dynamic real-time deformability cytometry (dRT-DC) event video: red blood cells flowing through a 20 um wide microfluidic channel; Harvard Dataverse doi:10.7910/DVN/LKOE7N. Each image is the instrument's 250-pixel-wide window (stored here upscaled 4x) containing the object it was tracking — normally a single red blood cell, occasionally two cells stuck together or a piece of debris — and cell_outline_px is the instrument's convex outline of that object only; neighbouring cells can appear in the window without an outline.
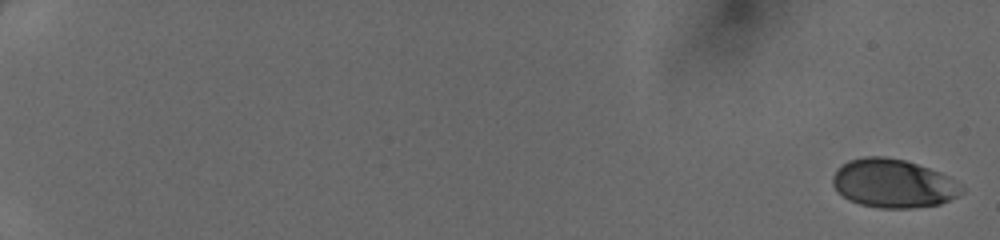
{"species": "human", "species_latin": "Homo sapiens", "temperature_condition": "cold", "stored_images_in_passage": 50, "camera_frame_rate_fps": 3000, "um_per_image_px": 0.085, "donor": {"sex": "female"}, "frame": {"image": 1, "passage_image": 1, "time_ms": 0.0, "image_size_px": [1000, 240], "cell_outline_px": [[964, 192], [940, 204], [912, 208], [880, 208], [860, 204], [848, 200], [832, 184], [832, 176], [836, 168], [840, 164], [848, 160], [864, 156], [884, 156], [904, 160], [940, 172], [948, 176], [960, 184], [964, 188]], "centroid_in_image_um": [75.9, 15.58], "position_along_channel_um": 9.1, "area_um2": 36.59}}
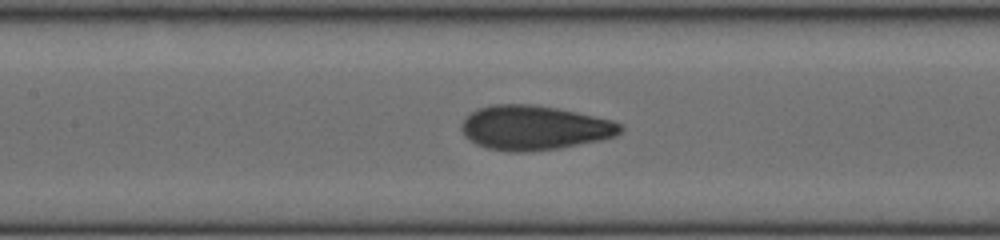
{"frame": {"image": 2, "passage_image": 27, "time_ms": 8.667, "image_size_px": [1000, 240], "cell_outline_px": [[624, 128], [616, 136], [600, 140], [560, 148], [524, 152], [508, 152], [488, 148], [476, 144], [464, 136], [460, 128], [460, 124], [476, 108], [492, 104], [532, 104], [556, 108], [576, 112], [612, 120], [620, 124]], "centroid_in_image_um": [45.39, 10.86], "position_along_channel_um": 162.0, "area_um2": 41.21}}
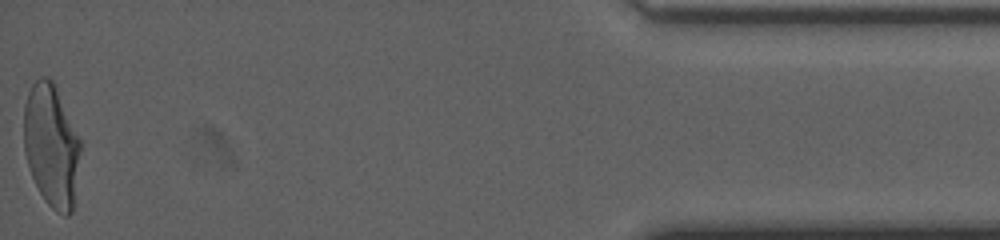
{"frame": {"image": 3, "passage_image": 50, "time_ms": 16.333, "image_size_px": [1000, 240], "cell_outline_px": [[80, 152], [72, 212], [68, 216], [64, 216], [56, 212], [44, 200], [32, 176], [24, 152], [24, 104], [28, 92], [32, 84], [40, 76], [48, 76], [52, 80], [56, 88], [80, 140]], "centroid_in_image_um": [4.35, 12.37], "position_along_channel_um": 430.9, "area_um2": 40.11}}